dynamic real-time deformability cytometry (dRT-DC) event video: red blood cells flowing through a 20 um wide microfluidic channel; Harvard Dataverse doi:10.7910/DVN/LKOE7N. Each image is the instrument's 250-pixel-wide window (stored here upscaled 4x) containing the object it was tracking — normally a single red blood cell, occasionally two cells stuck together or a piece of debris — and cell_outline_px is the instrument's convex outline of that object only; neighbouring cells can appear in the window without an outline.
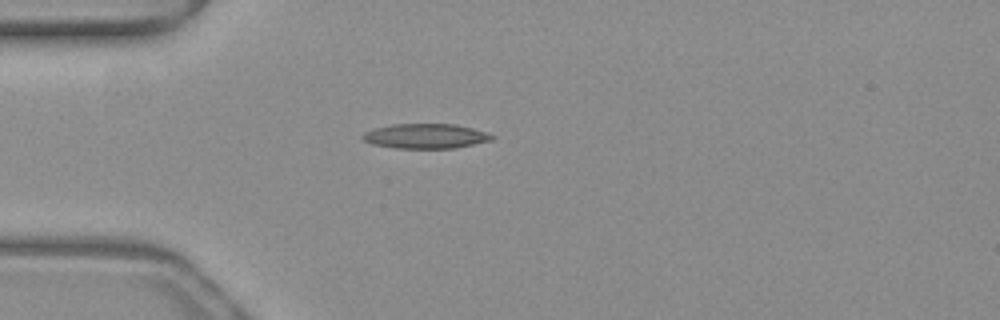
{"species": "common noctule bat (a hibernating species)", "species_latin": "Nyctalus noctula", "temperature_condition": "warm", "stored_images_in_passage": 38, "camera_frame_rate_fps": 3000, "um_per_image_px": 0.085, "animal": {"sex": "female", "body_mass_g": 19.3, "forearm_length_mm": 54.1}, "frame": {"image": 1, "passage_image": 1, "time_ms": 0.0, "image_size_px": [1000, 320], "cell_outline_px": [[496, 136], [492, 140], [456, 148], [396, 148], [372, 144], [364, 140], [360, 136], [364, 132], [376, 128], [392, 124], [456, 124], [472, 128]], "centroid_in_image_um": [36.17, 11.57], "position_along_channel_um": 48.8, "area_um2": 18.61}}
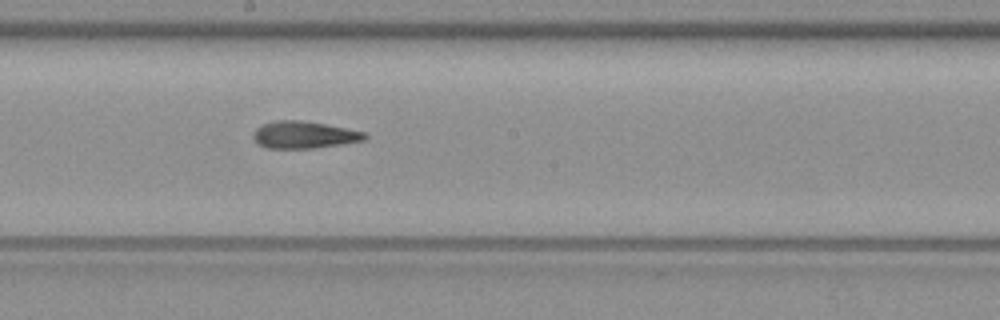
{"frame": {"image": 2, "passage_image": 15, "time_ms": 4.667, "image_size_px": [1000, 320], "cell_outline_px": [[368, 136], [364, 140], [340, 144], [312, 148], [264, 148], [256, 144], [252, 136], [252, 132], [256, 128], [264, 124], [276, 120], [300, 120], [324, 124], [364, 132]], "centroid_in_image_um": [25.76, 11.46], "position_along_channel_um": 222.4, "area_um2": 17.51}}
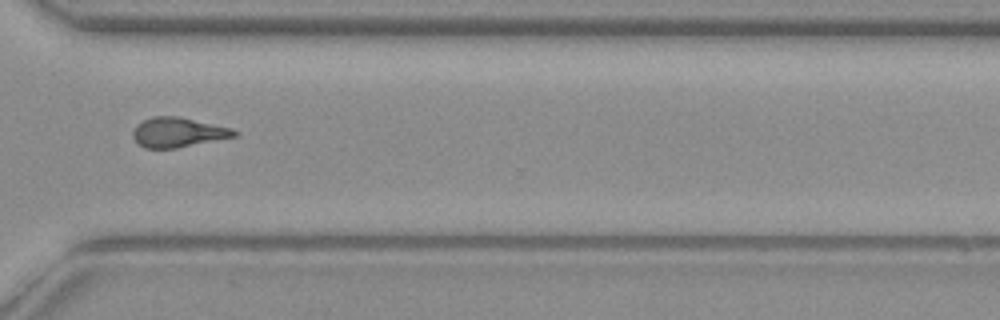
{"frame": {"image": 3, "passage_image": 25, "time_ms": 8.0, "image_size_px": [1000, 320], "cell_outline_px": [[240, 132], [236, 136], [176, 148], [144, 148], [132, 136], [132, 132], [136, 124], [152, 116], [180, 116], [232, 128]], "centroid_in_image_um": [15.13, 11.23], "position_along_channel_um": 355.5, "area_um2": 17.57}, "authors_computed_cell_mechanics": {"area_um2": 17.4845, "velocity_mm_per_s": 4.0062, "shape_relaxation_time_tau1_ms": null, "shape_relaxation_time_tau2_ms": 1.6898, "deformation_change_tau1": null, "deformation_change_tau2": 0.0955}}